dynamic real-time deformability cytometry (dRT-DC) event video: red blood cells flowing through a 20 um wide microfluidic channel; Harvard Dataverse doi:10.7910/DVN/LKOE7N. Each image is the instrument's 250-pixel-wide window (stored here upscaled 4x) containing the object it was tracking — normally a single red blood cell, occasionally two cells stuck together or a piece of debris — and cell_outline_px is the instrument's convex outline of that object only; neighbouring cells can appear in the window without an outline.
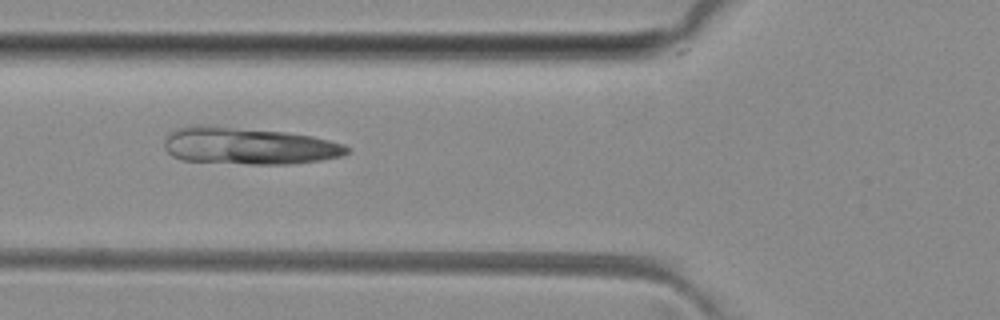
{"species": "common noctule bat (a hibernating species)", "species_latin": "Nyctalus noctula", "temperature_condition": "room temperature", "stored_images_in_passage": 7, "camera_frame_rate_fps": 3000, "um_per_image_px": 0.085, "animal": {"sex": "female", "body_mass_g": 29.2, "forearm_length_mm": 56.3}, "frame": {"image": 1, "passage_image": 5, "time_ms": 5.333, "image_size_px": [1000, 320], "cell_outline_px": [[348, 152], [340, 156], [320, 160], [292, 164], [248, 164], [180, 160], [172, 156], [164, 148], [164, 140], [168, 132], [176, 128], [192, 124], [200, 124], [284, 132], [312, 136], [344, 144], [348, 148]], "centroid_in_image_um": [21.04, 12.39], "position_along_channel_um": 104.8, "area_um2": 39.59}}
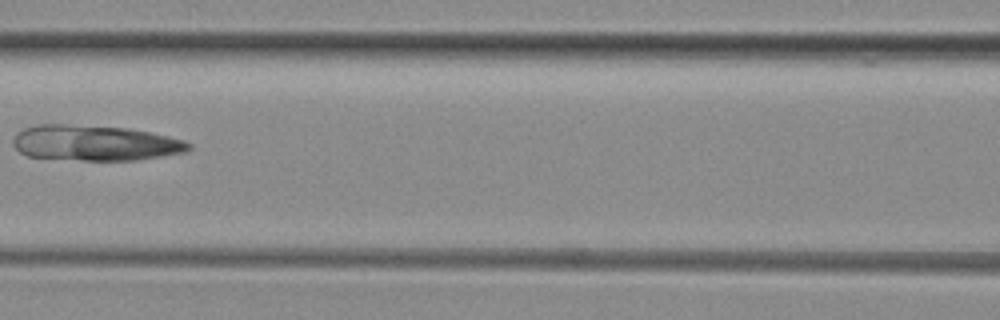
{"frame": {"image": 2, "passage_image": 6, "time_ms": 6.667, "image_size_px": [1000, 320], "cell_outline_px": [[192, 148], [184, 152], [136, 160], [84, 160], [28, 156], [20, 152], [12, 144], [12, 140], [16, 132], [24, 128], [36, 124], [68, 124], [128, 128], [168, 136], [184, 140], [192, 144]], "centroid_in_image_um": [8.05, 12.14], "position_along_channel_um": 158.6, "area_um2": 36.3}}
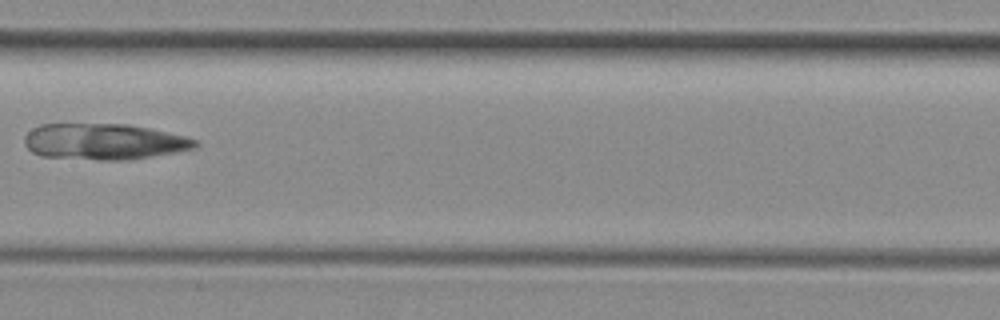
{"frame": {"image": 3, "passage_image": 7, "time_ms": 7.667, "image_size_px": [1000, 320], "cell_outline_px": [[200, 144], [196, 148], [128, 160], [100, 160], [40, 156], [32, 152], [24, 144], [24, 136], [32, 128], [40, 124], [128, 124], [148, 128], [184, 136], [196, 140]], "centroid_in_image_um": [8.8, 12.04], "position_along_channel_um": 198.6, "area_um2": 35.84}}